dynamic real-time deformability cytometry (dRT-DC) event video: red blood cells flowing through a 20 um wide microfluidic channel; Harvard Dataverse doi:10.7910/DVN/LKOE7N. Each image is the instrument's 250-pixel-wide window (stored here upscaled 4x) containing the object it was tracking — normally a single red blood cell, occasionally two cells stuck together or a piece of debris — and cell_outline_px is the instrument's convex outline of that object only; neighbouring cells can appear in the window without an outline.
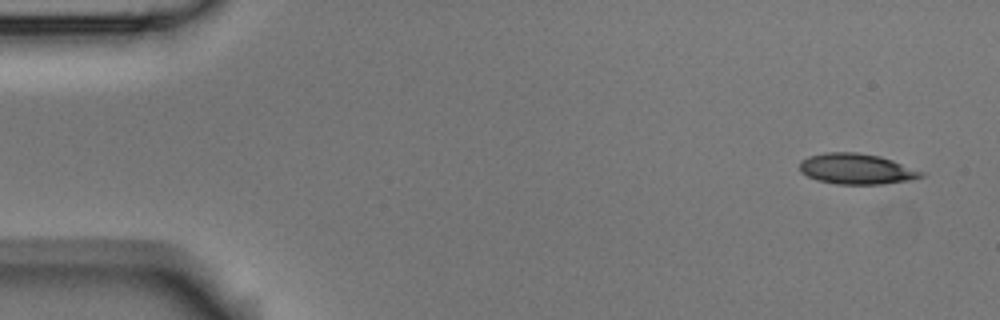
{"species": "Egyptian fruit bat (a non-hibernating species)", "species_latin": "Rousettus aegyptiacus", "temperature_condition": "room temperature", "stored_images_in_passage": 5, "segment_of_instrument_passage": [1, 2], "camera_frame_rate_fps": 3000, "um_per_image_px": 0.085, "animal": {"sex": "male"}, "frame": {"image": 1, "passage_image": 1, "time_ms": 0.0, "image_size_px": [1000, 320], "cell_outline_px": [[924, 176], [912, 180], [884, 184], [836, 184], [816, 180], [800, 172], [800, 160], [808, 156], [824, 152], [856, 152], [880, 156], [892, 160], [924, 172]], "centroid_in_image_um": [72.79, 14.36], "position_along_channel_um": 12.2, "area_um2": 21.85}}
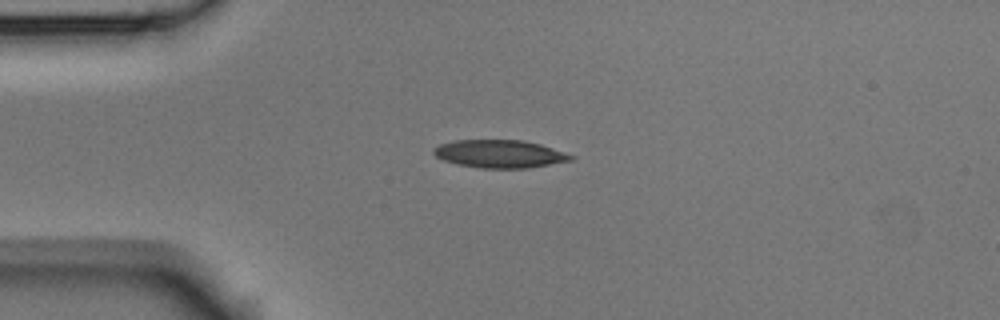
{"frame": {"image": 2, "passage_image": 4, "time_ms": 1.0, "image_size_px": [1000, 320], "cell_outline_px": [[576, 156], [572, 160], [528, 168], [480, 168], [456, 164], [444, 160], [436, 156], [432, 152], [432, 148], [440, 144], [452, 140], [524, 140], [540, 144]], "centroid_in_image_um": [42.45, 13.07], "position_along_channel_um": 42.6, "area_um2": 22.37}}